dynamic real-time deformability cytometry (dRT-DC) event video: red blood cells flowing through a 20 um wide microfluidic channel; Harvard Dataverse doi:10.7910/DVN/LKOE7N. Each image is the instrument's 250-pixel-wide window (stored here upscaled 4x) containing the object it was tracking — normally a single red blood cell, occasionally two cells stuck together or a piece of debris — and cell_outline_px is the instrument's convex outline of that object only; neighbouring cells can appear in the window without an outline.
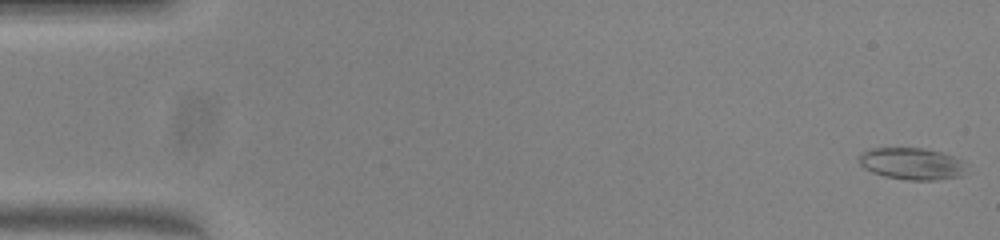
{"species": "common noctule bat (a hibernating species)", "species_latin": "Nyctalus noctula", "temperature_condition": "warm", "stored_images_in_passage": 51, "camera_frame_rate_fps": 3000, "um_per_image_px": 0.085, "animal": {"sex": "female", "body_mass_g": 23.0, "forearm_length_mm": 53.4}, "frame": {"image": 1, "passage_image": 1, "time_ms": 0.0, "image_size_px": [1000, 240], "cell_outline_px": [[968, 172], [964, 176], [932, 180], [908, 180], [884, 176], [872, 172], [864, 168], [860, 164], [860, 152], [872, 148], [924, 148], [940, 152], [964, 160]], "centroid_in_image_um": [77.56, 13.92], "position_along_channel_um": 7.4, "area_um2": 20.17}}
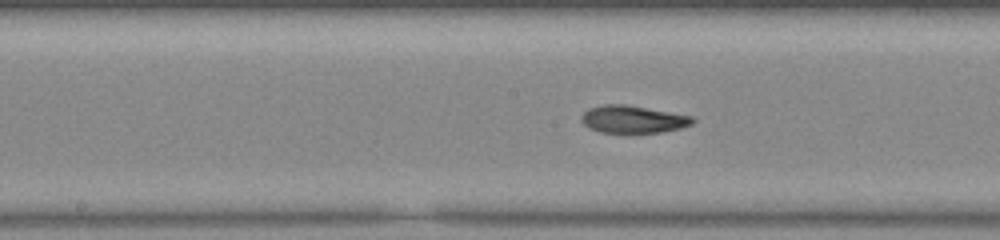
{"frame": {"image": 2, "passage_image": 26, "time_ms": 8.333, "image_size_px": [1000, 240], "cell_outline_px": [[696, 120], [692, 124], [680, 128], [660, 132], [604, 132], [592, 128], [584, 124], [580, 116], [588, 108], [604, 104], [624, 104], [692, 116]], "centroid_in_image_um": [53.81, 10.12], "position_along_channel_um": 194.4, "area_um2": 17.46}}
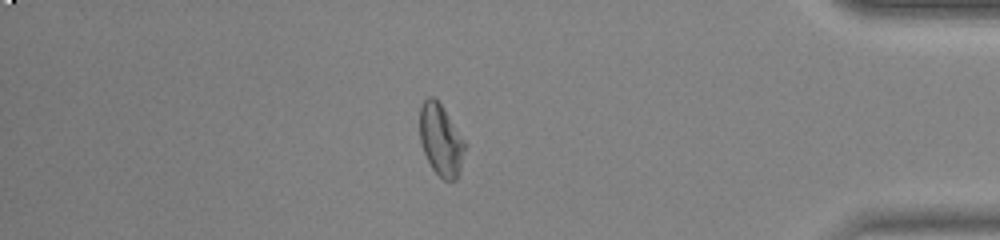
{"frame": {"image": 3, "passage_image": 44, "time_ms": 14.333, "image_size_px": [1000, 240], "cell_outline_px": [[468, 144], [456, 180], [444, 180], [432, 168], [424, 152], [420, 140], [420, 108], [424, 100], [428, 96], [432, 96], [440, 104]], "centroid_in_image_um": [37.5, 11.9], "position_along_channel_um": 397.7, "area_um2": 18.73}, "authors_computed_cell_mechanics": {"area_um2": 18.9006, "velocity_mm_per_s": 3.9985, "shape_relaxation_time_tau1_ms": 7.325, "shape_relaxation_time_tau2_ms": 3.5011, "deformation_change_tau1": 0.1963, "deformation_change_tau2": 0.1087}}